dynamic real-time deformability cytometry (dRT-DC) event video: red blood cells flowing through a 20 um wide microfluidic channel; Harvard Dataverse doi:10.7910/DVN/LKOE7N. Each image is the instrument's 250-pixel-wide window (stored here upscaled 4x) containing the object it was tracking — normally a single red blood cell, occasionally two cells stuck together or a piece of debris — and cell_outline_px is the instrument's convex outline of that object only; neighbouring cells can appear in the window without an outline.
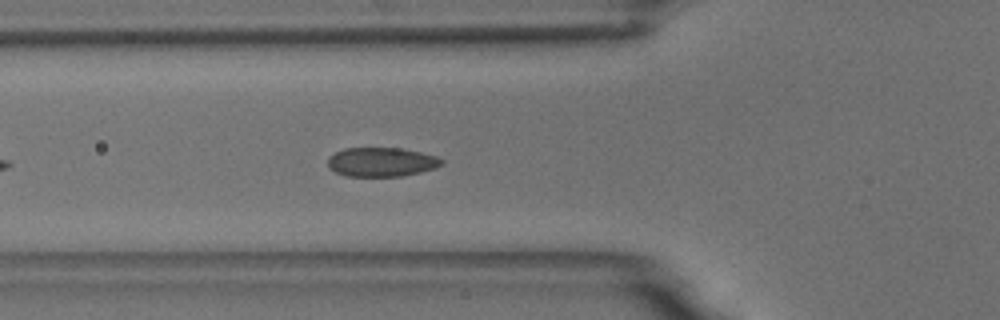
{"species": "common noctule bat (a hibernating species)", "species_latin": "Nyctalus noctula", "temperature_condition": "room temperature", "stored_images_in_passage": 18, "camera_frame_rate_fps": 3000, "um_per_image_px": 0.085, "animal": {"sex": "male", "body_mass_g": 18.8}, "frame": {"image": 1, "passage_image": 8, "time_ms": 2.333, "image_size_px": [1000, 320], "cell_outline_px": [[444, 164], [436, 168], [420, 172], [400, 176], [348, 176], [336, 172], [328, 168], [328, 156], [344, 148], [400, 148], [420, 152], [436, 156], [444, 160]], "centroid_in_image_um": [32.43, 13.77], "position_along_channel_um": 93.4, "area_um2": 19.36}}